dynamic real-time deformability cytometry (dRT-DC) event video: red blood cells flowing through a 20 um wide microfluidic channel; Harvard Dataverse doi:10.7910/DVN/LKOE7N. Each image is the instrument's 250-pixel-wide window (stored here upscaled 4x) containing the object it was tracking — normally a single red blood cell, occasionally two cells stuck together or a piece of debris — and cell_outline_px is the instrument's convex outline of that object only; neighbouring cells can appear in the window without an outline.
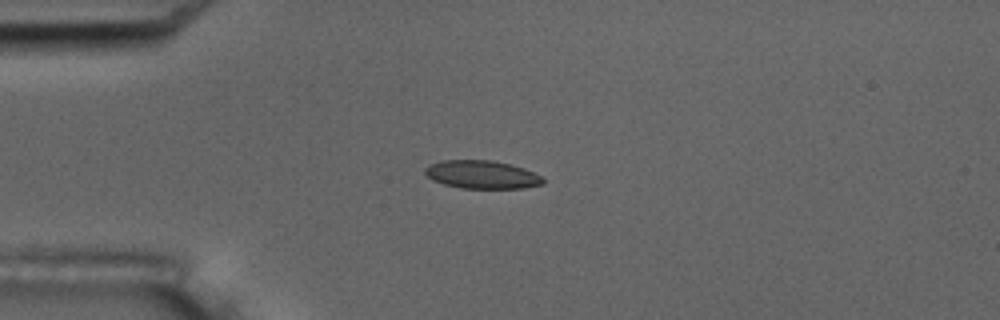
{"species": "common noctule bat (a hibernating species)", "species_latin": "Nyctalus noctula", "temperature_condition": "room temperature", "stored_images_in_passage": 13, "camera_frame_rate_fps": 3000, "um_per_image_px": 0.085, "animal": {"sex": "male", "body_mass_g": 17.5, "forearm_length_mm": 52.3}, "frame": {"image": 1, "passage_image": 1, "time_ms": 0.0, "image_size_px": [1000, 320], "cell_outline_px": [[544, 184], [524, 188], [460, 188], [444, 184], [432, 180], [424, 172], [424, 168], [428, 164], [440, 160], [492, 160], [524, 168], [540, 176], [544, 180]], "centroid_in_image_um": [40.92, 14.84], "position_along_channel_um": 44.1, "area_um2": 19.36}, "authors_computed_cell_mechanics": {"area_um2": 19.363, "velocity_mm_per_s": 3.5468, "shape_relaxation_time_tau1_ms": 10.2793, "shape_relaxation_time_tau2_ms": 1.6896, "deformation_change_tau1": 0.1758, "deformation_change_tau2": 0.0489}}